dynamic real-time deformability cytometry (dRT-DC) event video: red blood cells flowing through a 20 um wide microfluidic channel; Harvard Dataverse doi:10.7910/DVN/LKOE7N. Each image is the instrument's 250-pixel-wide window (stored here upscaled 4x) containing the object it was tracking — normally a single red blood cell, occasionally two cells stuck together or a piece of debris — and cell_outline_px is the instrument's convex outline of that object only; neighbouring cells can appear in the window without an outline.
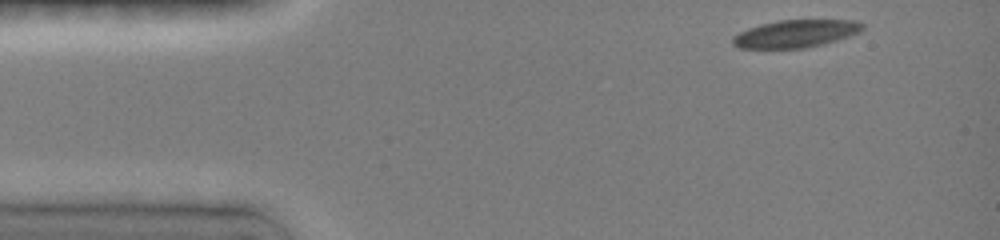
{"species": "common noctule bat (a hibernating species)", "species_latin": "Nyctalus noctula", "temperature_condition": "room temperature", "stored_images_in_passage": 32, "camera_frame_rate_fps": 3000, "um_per_image_px": 0.085, "animal": {"sex": "female", "body_mass_g": 19.0, "forearm_length_mm": 51.5}, "frame": {"image": 1, "passage_image": 1, "time_ms": 0.0, "image_size_px": [1000, 240], "cell_outline_px": [[864, 28], [860, 32], [824, 44], [804, 48], [740, 48], [732, 44], [732, 36], [748, 28], [780, 20], [852, 20], [864, 24]], "centroid_in_image_um": [67.63, 2.86], "position_along_channel_um": 17.4, "area_um2": 20.69}}
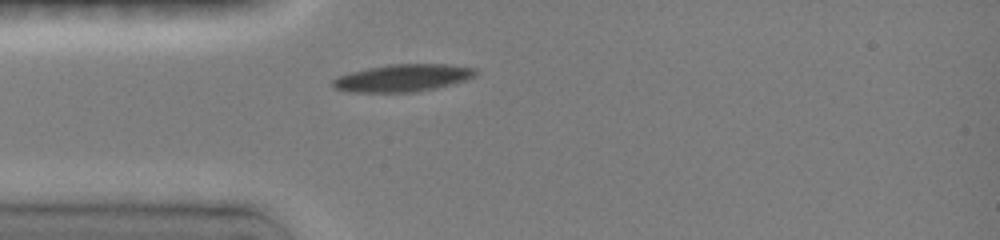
{"frame": {"image": 2, "passage_image": 13, "time_ms": 2.667, "image_size_px": [1000, 240], "cell_outline_px": [[476, 72], [472, 76], [464, 80], [432, 88], [412, 92], [352, 92], [336, 88], [332, 84], [332, 80], [340, 76], [352, 72], [368, 68], [388, 64], [444, 64], [476, 68]], "centroid_in_image_um": [34.2, 6.61], "position_along_channel_um": 50.8, "area_um2": 22.14}}
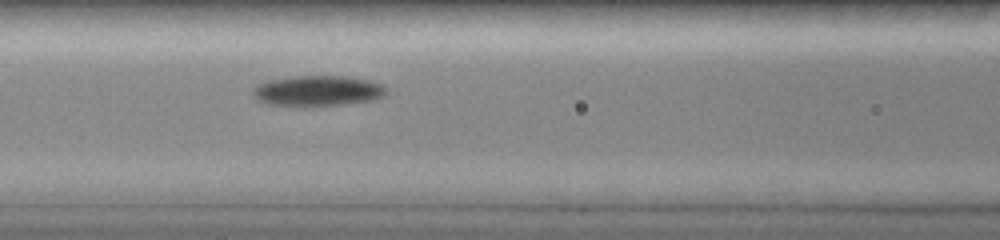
{"frame": {"image": 3, "passage_image": 23, "time_ms": 5.0, "image_size_px": [1000, 240], "cell_outline_px": [[384, 92], [380, 96], [372, 100], [340, 104], [304, 108], [296, 108], [268, 104], [260, 100], [252, 92], [260, 84], [268, 80], [296, 76], [344, 76], [368, 80], [380, 84], [384, 88]], "centroid_in_image_um": [26.94, 7.75], "position_along_channel_um": 139.7, "area_um2": 23.58}}